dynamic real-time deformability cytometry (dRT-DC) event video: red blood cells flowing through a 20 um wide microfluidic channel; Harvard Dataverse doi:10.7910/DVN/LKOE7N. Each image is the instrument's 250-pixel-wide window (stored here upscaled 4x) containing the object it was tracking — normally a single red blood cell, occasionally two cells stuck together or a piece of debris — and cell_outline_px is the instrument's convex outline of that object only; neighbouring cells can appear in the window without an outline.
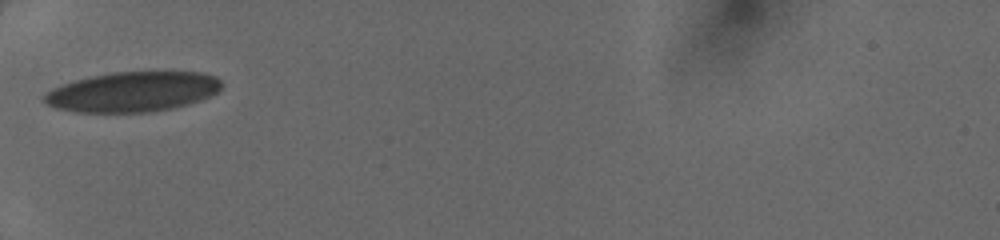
{"species": "human", "species_latin": "Homo sapiens", "temperature_condition": "cold", "stored_images_in_passage": 21, "camera_frame_rate_fps": 3000, "um_per_image_px": 0.085, "donor": {"sex": "female"}, "frame": {"image": 1, "passage_image": 1, "time_ms": 0.0, "image_size_px": [1000, 240], "cell_outline_px": [[220, 88], [216, 92], [200, 100], [188, 104], [172, 108], [148, 112], [76, 112], [56, 108], [48, 104], [44, 100], [44, 92], [52, 88], [88, 76], [112, 72], [204, 72], [216, 76], [220, 80]], "centroid_in_image_um": [11.26, 7.79], "position_along_channel_um": 73.7, "area_um2": 41.21}}